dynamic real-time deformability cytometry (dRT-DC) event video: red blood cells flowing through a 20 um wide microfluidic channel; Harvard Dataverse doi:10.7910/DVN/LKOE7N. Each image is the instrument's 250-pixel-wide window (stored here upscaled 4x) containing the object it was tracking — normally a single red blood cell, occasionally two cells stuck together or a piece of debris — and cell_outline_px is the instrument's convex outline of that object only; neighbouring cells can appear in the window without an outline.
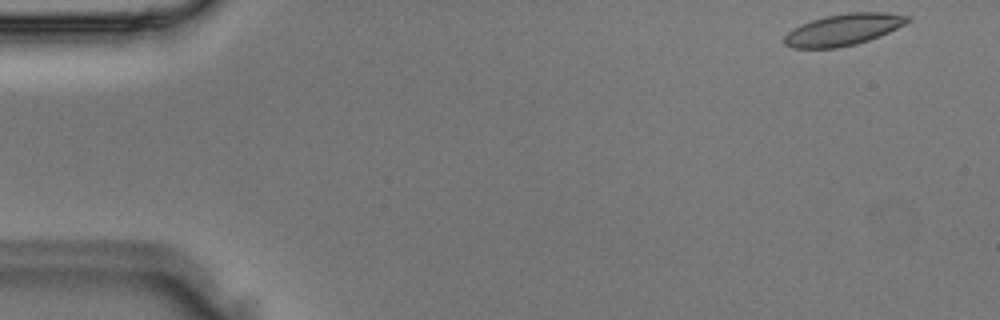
{"species": "Egyptian fruit bat (a non-hibernating species)", "species_latin": "Rousettus aegyptiacus", "temperature_condition": "room temperature", "stored_images_in_passage": 2, "camera_frame_rate_fps": 3000, "um_per_image_px": 0.085, "animal": {"sex": "male"}, "frame": {"image": 1, "passage_image": 1, "time_ms": 0.0, "image_size_px": [1000, 320], "cell_outline_px": [[912, 20], [880, 36], [856, 44], [836, 48], [792, 48], [784, 44], [784, 36], [792, 28], [800, 24], [824, 16], [848, 12], [888, 12], [912, 16]], "centroid_in_image_um": [71.69, 2.51], "position_along_channel_um": 13.3, "area_um2": 22.83}}